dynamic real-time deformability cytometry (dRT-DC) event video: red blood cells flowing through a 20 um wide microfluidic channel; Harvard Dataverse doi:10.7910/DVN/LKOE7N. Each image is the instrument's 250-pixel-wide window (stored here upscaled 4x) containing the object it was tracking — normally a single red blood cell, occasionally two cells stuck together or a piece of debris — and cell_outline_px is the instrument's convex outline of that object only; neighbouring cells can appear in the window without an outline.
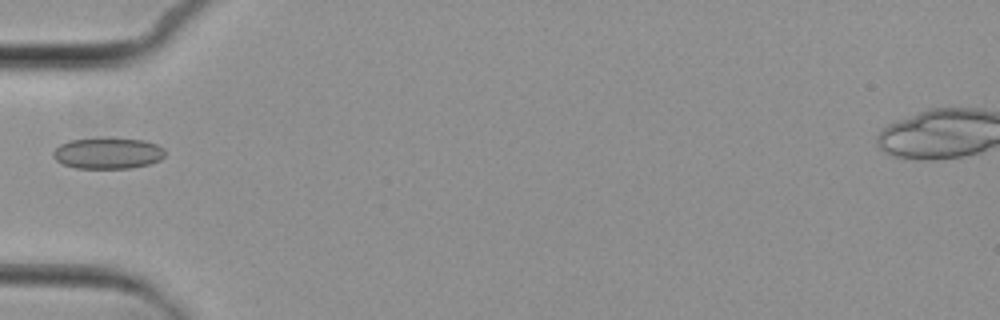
{"species": "common noctule bat (a hibernating species)", "species_latin": "Nyctalus noctula", "temperature_condition": "cold", "stored_images_in_passage": 3, "camera_frame_rate_fps": 3000, "um_per_image_px": 0.085, "animal": {"sex": "female", "body_mass_g": 29.2, "forearm_length_mm": 56.3}, "frame": {"image": 1, "passage_image": 3, "time_ms": 2.333, "image_size_px": [1000, 320], "cell_outline_px": [[164, 156], [160, 160], [148, 164], [128, 168], [76, 168], [64, 164], [56, 160], [52, 156], [52, 152], [60, 144], [72, 140], [100, 136], [112, 136], [144, 140], [156, 144], [164, 148]], "centroid_in_image_um": [9.16, 12.98], "position_along_channel_um": 75.8, "area_um2": 20.81}}